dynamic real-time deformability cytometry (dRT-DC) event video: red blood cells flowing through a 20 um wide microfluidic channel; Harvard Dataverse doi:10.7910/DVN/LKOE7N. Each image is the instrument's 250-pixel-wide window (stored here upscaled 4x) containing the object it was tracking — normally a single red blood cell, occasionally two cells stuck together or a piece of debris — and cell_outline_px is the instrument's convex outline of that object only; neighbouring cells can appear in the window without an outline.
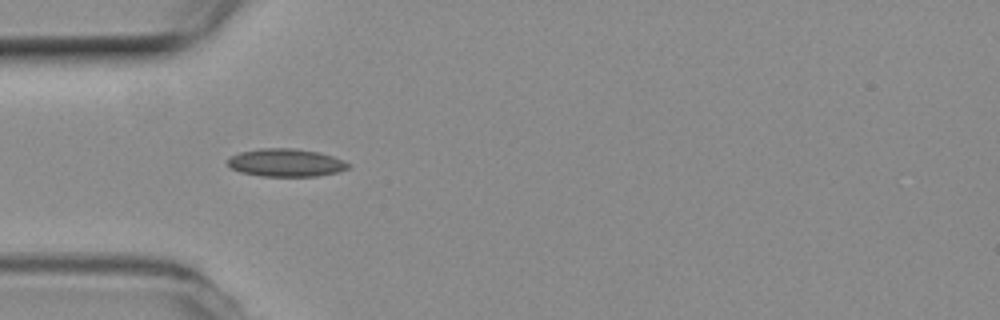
{"species": "common noctule bat (a hibernating species)", "species_latin": "Nyctalus noctula", "temperature_condition": "room temperature", "stored_images_in_passage": 25, "camera_frame_rate_fps": 3000, "um_per_image_px": 0.085, "animal": {"sex": "female", "body_mass_g": 19.3, "forearm_length_mm": 54.1}, "frame": {"image": 1, "passage_image": 1, "time_ms": 0.0, "image_size_px": [1000, 320], "cell_outline_px": [[348, 168], [336, 172], [316, 176], [260, 176], [240, 172], [232, 168], [228, 164], [228, 160], [232, 156], [240, 152], [264, 148], [296, 148], [320, 152], [344, 160], [348, 164]], "centroid_in_image_um": [24.3, 13.82], "position_along_channel_um": 60.7, "area_um2": 19.42}}
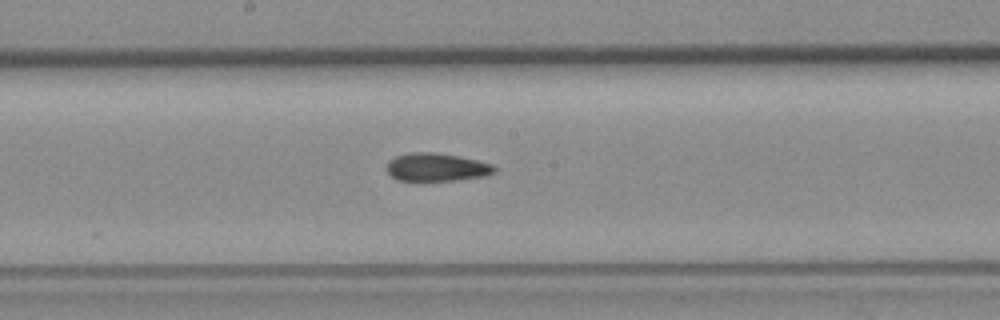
{"frame": {"image": 2, "passage_image": 13, "time_ms": 4.0, "image_size_px": [1000, 320], "cell_outline_px": [[496, 172], [488, 176], [456, 180], [396, 180], [388, 172], [388, 160], [396, 156], [408, 152], [432, 152], [460, 156], [492, 164], [496, 168]], "centroid_in_image_um": [37.14, 14.2], "position_along_channel_um": 211.1, "area_um2": 17.63}}
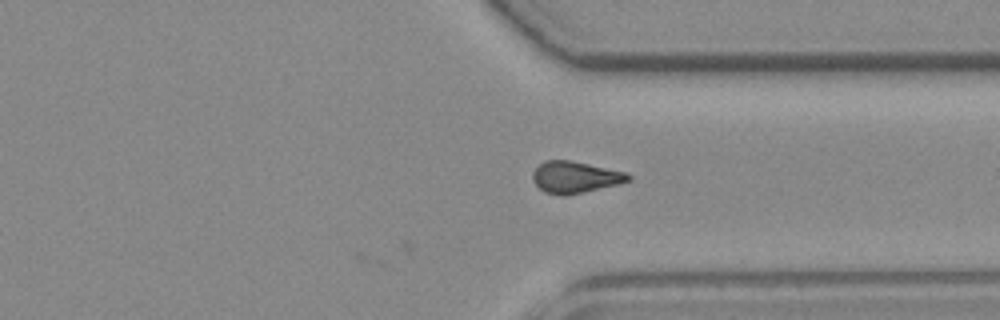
{"frame": {"image": 3, "passage_image": 25, "time_ms": 8.0, "image_size_px": [1000, 320], "cell_outline_px": [[632, 180], [620, 184], [564, 196], [560, 196], [544, 192], [532, 180], [532, 172], [544, 160], [568, 160], [628, 172], [632, 176]], "centroid_in_image_um": [48.91, 15.06], "position_along_channel_um": 362.5, "area_um2": 17.74}}